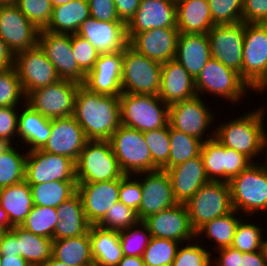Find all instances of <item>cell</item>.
<instances>
[{"instance_id":"38","label":"cell","mask_w":267,"mask_h":266,"mask_svg":"<svg viewBox=\"0 0 267 266\" xmlns=\"http://www.w3.org/2000/svg\"><path fill=\"white\" fill-rule=\"evenodd\" d=\"M11 231L18 238L21 257L31 266H43L52 256L53 239L35 235L22 226H13Z\"/></svg>"},{"instance_id":"59","label":"cell","mask_w":267,"mask_h":266,"mask_svg":"<svg viewBox=\"0 0 267 266\" xmlns=\"http://www.w3.org/2000/svg\"><path fill=\"white\" fill-rule=\"evenodd\" d=\"M0 255L21 256L18 238L11 230L0 235Z\"/></svg>"},{"instance_id":"43","label":"cell","mask_w":267,"mask_h":266,"mask_svg":"<svg viewBox=\"0 0 267 266\" xmlns=\"http://www.w3.org/2000/svg\"><path fill=\"white\" fill-rule=\"evenodd\" d=\"M180 243L170 239L151 237L142 254L145 266H170Z\"/></svg>"},{"instance_id":"23","label":"cell","mask_w":267,"mask_h":266,"mask_svg":"<svg viewBox=\"0 0 267 266\" xmlns=\"http://www.w3.org/2000/svg\"><path fill=\"white\" fill-rule=\"evenodd\" d=\"M120 178L109 181L77 183L84 213L91 225H97L119 201Z\"/></svg>"},{"instance_id":"16","label":"cell","mask_w":267,"mask_h":266,"mask_svg":"<svg viewBox=\"0 0 267 266\" xmlns=\"http://www.w3.org/2000/svg\"><path fill=\"white\" fill-rule=\"evenodd\" d=\"M245 23L214 25L207 33L211 58L237 71L242 77Z\"/></svg>"},{"instance_id":"27","label":"cell","mask_w":267,"mask_h":266,"mask_svg":"<svg viewBox=\"0 0 267 266\" xmlns=\"http://www.w3.org/2000/svg\"><path fill=\"white\" fill-rule=\"evenodd\" d=\"M158 96L168 105L197 96L195 79L175 59L162 64Z\"/></svg>"},{"instance_id":"39","label":"cell","mask_w":267,"mask_h":266,"mask_svg":"<svg viewBox=\"0 0 267 266\" xmlns=\"http://www.w3.org/2000/svg\"><path fill=\"white\" fill-rule=\"evenodd\" d=\"M33 205L57 208L77 192V181H50L29 184Z\"/></svg>"},{"instance_id":"34","label":"cell","mask_w":267,"mask_h":266,"mask_svg":"<svg viewBox=\"0 0 267 266\" xmlns=\"http://www.w3.org/2000/svg\"><path fill=\"white\" fill-rule=\"evenodd\" d=\"M90 17L88 0H72L54 6L51 20L45 30L53 33L76 34L80 25Z\"/></svg>"},{"instance_id":"55","label":"cell","mask_w":267,"mask_h":266,"mask_svg":"<svg viewBox=\"0 0 267 266\" xmlns=\"http://www.w3.org/2000/svg\"><path fill=\"white\" fill-rule=\"evenodd\" d=\"M90 16L103 22H122L114 0H88Z\"/></svg>"},{"instance_id":"41","label":"cell","mask_w":267,"mask_h":266,"mask_svg":"<svg viewBox=\"0 0 267 266\" xmlns=\"http://www.w3.org/2000/svg\"><path fill=\"white\" fill-rule=\"evenodd\" d=\"M11 146L0 153V188L21 183L25 180L27 151ZM20 151V152H19Z\"/></svg>"},{"instance_id":"33","label":"cell","mask_w":267,"mask_h":266,"mask_svg":"<svg viewBox=\"0 0 267 266\" xmlns=\"http://www.w3.org/2000/svg\"><path fill=\"white\" fill-rule=\"evenodd\" d=\"M89 236L94 266H117L123 258L119 231L91 225Z\"/></svg>"},{"instance_id":"51","label":"cell","mask_w":267,"mask_h":266,"mask_svg":"<svg viewBox=\"0 0 267 266\" xmlns=\"http://www.w3.org/2000/svg\"><path fill=\"white\" fill-rule=\"evenodd\" d=\"M15 4L39 30L48 26L53 10L50 0H16Z\"/></svg>"},{"instance_id":"29","label":"cell","mask_w":267,"mask_h":266,"mask_svg":"<svg viewBox=\"0 0 267 266\" xmlns=\"http://www.w3.org/2000/svg\"><path fill=\"white\" fill-rule=\"evenodd\" d=\"M211 59L208 35L205 33L183 34L177 38V60L196 79L206 62Z\"/></svg>"},{"instance_id":"11","label":"cell","mask_w":267,"mask_h":266,"mask_svg":"<svg viewBox=\"0 0 267 266\" xmlns=\"http://www.w3.org/2000/svg\"><path fill=\"white\" fill-rule=\"evenodd\" d=\"M190 224L196 232L205 223L233 210L227 182L209 181L186 203Z\"/></svg>"},{"instance_id":"1","label":"cell","mask_w":267,"mask_h":266,"mask_svg":"<svg viewBox=\"0 0 267 266\" xmlns=\"http://www.w3.org/2000/svg\"><path fill=\"white\" fill-rule=\"evenodd\" d=\"M73 117L88 140H109L121 125L119 96L103 95L79 86Z\"/></svg>"},{"instance_id":"19","label":"cell","mask_w":267,"mask_h":266,"mask_svg":"<svg viewBox=\"0 0 267 266\" xmlns=\"http://www.w3.org/2000/svg\"><path fill=\"white\" fill-rule=\"evenodd\" d=\"M143 222L147 225L151 237L170 239L180 244L193 242L196 239L195 231L190 224L188 209L184 203H177L149 215Z\"/></svg>"},{"instance_id":"67","label":"cell","mask_w":267,"mask_h":266,"mask_svg":"<svg viewBox=\"0 0 267 266\" xmlns=\"http://www.w3.org/2000/svg\"><path fill=\"white\" fill-rule=\"evenodd\" d=\"M261 252L263 254V257L265 259V261L267 262V238L263 237V241H262V244H261Z\"/></svg>"},{"instance_id":"13","label":"cell","mask_w":267,"mask_h":266,"mask_svg":"<svg viewBox=\"0 0 267 266\" xmlns=\"http://www.w3.org/2000/svg\"><path fill=\"white\" fill-rule=\"evenodd\" d=\"M200 155L210 181L228 183L253 163L243 153L222 145L215 138L202 143Z\"/></svg>"},{"instance_id":"12","label":"cell","mask_w":267,"mask_h":266,"mask_svg":"<svg viewBox=\"0 0 267 266\" xmlns=\"http://www.w3.org/2000/svg\"><path fill=\"white\" fill-rule=\"evenodd\" d=\"M81 84L60 79L26 95L25 103L44 117L65 118L74 114L76 93Z\"/></svg>"},{"instance_id":"48","label":"cell","mask_w":267,"mask_h":266,"mask_svg":"<svg viewBox=\"0 0 267 266\" xmlns=\"http://www.w3.org/2000/svg\"><path fill=\"white\" fill-rule=\"evenodd\" d=\"M25 98L16 69L0 71V107L23 106Z\"/></svg>"},{"instance_id":"60","label":"cell","mask_w":267,"mask_h":266,"mask_svg":"<svg viewBox=\"0 0 267 266\" xmlns=\"http://www.w3.org/2000/svg\"><path fill=\"white\" fill-rule=\"evenodd\" d=\"M15 55L0 36V71L14 67Z\"/></svg>"},{"instance_id":"18","label":"cell","mask_w":267,"mask_h":266,"mask_svg":"<svg viewBox=\"0 0 267 266\" xmlns=\"http://www.w3.org/2000/svg\"><path fill=\"white\" fill-rule=\"evenodd\" d=\"M134 176H138L142 189V201L137 212L141 221L177 204L166 170L157 169Z\"/></svg>"},{"instance_id":"40","label":"cell","mask_w":267,"mask_h":266,"mask_svg":"<svg viewBox=\"0 0 267 266\" xmlns=\"http://www.w3.org/2000/svg\"><path fill=\"white\" fill-rule=\"evenodd\" d=\"M170 143L168 163L162 168L166 171L199 156L203 142L170 126Z\"/></svg>"},{"instance_id":"70","label":"cell","mask_w":267,"mask_h":266,"mask_svg":"<svg viewBox=\"0 0 267 266\" xmlns=\"http://www.w3.org/2000/svg\"><path fill=\"white\" fill-rule=\"evenodd\" d=\"M16 0H0V6L14 5Z\"/></svg>"},{"instance_id":"45","label":"cell","mask_w":267,"mask_h":266,"mask_svg":"<svg viewBox=\"0 0 267 266\" xmlns=\"http://www.w3.org/2000/svg\"><path fill=\"white\" fill-rule=\"evenodd\" d=\"M119 239L123 256L142 257L151 239V234L147 225L140 221L137 225L119 231Z\"/></svg>"},{"instance_id":"35","label":"cell","mask_w":267,"mask_h":266,"mask_svg":"<svg viewBox=\"0 0 267 266\" xmlns=\"http://www.w3.org/2000/svg\"><path fill=\"white\" fill-rule=\"evenodd\" d=\"M52 257L71 266H94L89 232L77 237L54 239Z\"/></svg>"},{"instance_id":"63","label":"cell","mask_w":267,"mask_h":266,"mask_svg":"<svg viewBox=\"0 0 267 266\" xmlns=\"http://www.w3.org/2000/svg\"><path fill=\"white\" fill-rule=\"evenodd\" d=\"M117 266H145L140 256H123Z\"/></svg>"},{"instance_id":"28","label":"cell","mask_w":267,"mask_h":266,"mask_svg":"<svg viewBox=\"0 0 267 266\" xmlns=\"http://www.w3.org/2000/svg\"><path fill=\"white\" fill-rule=\"evenodd\" d=\"M171 180L177 203L186 204L194 194L210 180L208 179L201 155L166 171Z\"/></svg>"},{"instance_id":"36","label":"cell","mask_w":267,"mask_h":266,"mask_svg":"<svg viewBox=\"0 0 267 266\" xmlns=\"http://www.w3.org/2000/svg\"><path fill=\"white\" fill-rule=\"evenodd\" d=\"M0 206L6 211L13 226H21L33 208L30 185L21 183L0 188Z\"/></svg>"},{"instance_id":"3","label":"cell","mask_w":267,"mask_h":266,"mask_svg":"<svg viewBox=\"0 0 267 266\" xmlns=\"http://www.w3.org/2000/svg\"><path fill=\"white\" fill-rule=\"evenodd\" d=\"M228 184L232 207L244 218L267 212V173L260 162L250 164Z\"/></svg>"},{"instance_id":"14","label":"cell","mask_w":267,"mask_h":266,"mask_svg":"<svg viewBox=\"0 0 267 266\" xmlns=\"http://www.w3.org/2000/svg\"><path fill=\"white\" fill-rule=\"evenodd\" d=\"M25 181L41 184L50 181H77L75 162L44 150L27 151Z\"/></svg>"},{"instance_id":"10","label":"cell","mask_w":267,"mask_h":266,"mask_svg":"<svg viewBox=\"0 0 267 266\" xmlns=\"http://www.w3.org/2000/svg\"><path fill=\"white\" fill-rule=\"evenodd\" d=\"M204 101L203 97L195 96L169 105L168 124L172 128L193 136L202 142L214 138L215 127L211 128V124L215 123L213 122L216 120L214 113L217 114V112H214L212 108L210 110V107H207L208 104ZM208 128L213 129V131L209 132Z\"/></svg>"},{"instance_id":"46","label":"cell","mask_w":267,"mask_h":266,"mask_svg":"<svg viewBox=\"0 0 267 266\" xmlns=\"http://www.w3.org/2000/svg\"><path fill=\"white\" fill-rule=\"evenodd\" d=\"M259 225L242 218L236 227L231 247L240 250L242 253L261 250L263 237H265L263 231L265 230Z\"/></svg>"},{"instance_id":"69","label":"cell","mask_w":267,"mask_h":266,"mask_svg":"<svg viewBox=\"0 0 267 266\" xmlns=\"http://www.w3.org/2000/svg\"><path fill=\"white\" fill-rule=\"evenodd\" d=\"M263 154L266 156L265 157V162L264 163H260L261 165H262V167L264 168V170L266 171V173H267V141H266V143H265V146H264V149H263Z\"/></svg>"},{"instance_id":"30","label":"cell","mask_w":267,"mask_h":266,"mask_svg":"<svg viewBox=\"0 0 267 266\" xmlns=\"http://www.w3.org/2000/svg\"><path fill=\"white\" fill-rule=\"evenodd\" d=\"M18 114L17 140L26 145L25 151L42 149L51 134V119L24 103Z\"/></svg>"},{"instance_id":"21","label":"cell","mask_w":267,"mask_h":266,"mask_svg":"<svg viewBox=\"0 0 267 266\" xmlns=\"http://www.w3.org/2000/svg\"><path fill=\"white\" fill-rule=\"evenodd\" d=\"M177 27L155 28L141 33H127L128 44L137 52L161 64L175 59Z\"/></svg>"},{"instance_id":"5","label":"cell","mask_w":267,"mask_h":266,"mask_svg":"<svg viewBox=\"0 0 267 266\" xmlns=\"http://www.w3.org/2000/svg\"><path fill=\"white\" fill-rule=\"evenodd\" d=\"M197 96L205 97L209 93L233 104L240 103L247 95V90L252 91L250 86L242 79L240 74L223 65L216 59L211 58L206 62L201 72L195 79Z\"/></svg>"},{"instance_id":"32","label":"cell","mask_w":267,"mask_h":266,"mask_svg":"<svg viewBox=\"0 0 267 266\" xmlns=\"http://www.w3.org/2000/svg\"><path fill=\"white\" fill-rule=\"evenodd\" d=\"M179 33H205L214 26L208 0H176Z\"/></svg>"},{"instance_id":"26","label":"cell","mask_w":267,"mask_h":266,"mask_svg":"<svg viewBox=\"0 0 267 266\" xmlns=\"http://www.w3.org/2000/svg\"><path fill=\"white\" fill-rule=\"evenodd\" d=\"M126 27L127 33L177 27L176 0H140L139 8Z\"/></svg>"},{"instance_id":"61","label":"cell","mask_w":267,"mask_h":266,"mask_svg":"<svg viewBox=\"0 0 267 266\" xmlns=\"http://www.w3.org/2000/svg\"><path fill=\"white\" fill-rule=\"evenodd\" d=\"M241 266H267L261 250L242 253Z\"/></svg>"},{"instance_id":"56","label":"cell","mask_w":267,"mask_h":266,"mask_svg":"<svg viewBox=\"0 0 267 266\" xmlns=\"http://www.w3.org/2000/svg\"><path fill=\"white\" fill-rule=\"evenodd\" d=\"M242 22L267 24V0H243Z\"/></svg>"},{"instance_id":"53","label":"cell","mask_w":267,"mask_h":266,"mask_svg":"<svg viewBox=\"0 0 267 266\" xmlns=\"http://www.w3.org/2000/svg\"><path fill=\"white\" fill-rule=\"evenodd\" d=\"M123 175L120 178L119 201L138 212L142 201V189L137 176Z\"/></svg>"},{"instance_id":"37","label":"cell","mask_w":267,"mask_h":266,"mask_svg":"<svg viewBox=\"0 0 267 266\" xmlns=\"http://www.w3.org/2000/svg\"><path fill=\"white\" fill-rule=\"evenodd\" d=\"M242 217V214L233 209L228 214L214 218L201 226L195 232V238L203 240L206 237L208 241H213L216 246L212 248L211 253L221 248L231 247L236 227Z\"/></svg>"},{"instance_id":"9","label":"cell","mask_w":267,"mask_h":266,"mask_svg":"<svg viewBox=\"0 0 267 266\" xmlns=\"http://www.w3.org/2000/svg\"><path fill=\"white\" fill-rule=\"evenodd\" d=\"M162 64L137 52L129 44L123 51L122 92L158 95Z\"/></svg>"},{"instance_id":"64","label":"cell","mask_w":267,"mask_h":266,"mask_svg":"<svg viewBox=\"0 0 267 266\" xmlns=\"http://www.w3.org/2000/svg\"><path fill=\"white\" fill-rule=\"evenodd\" d=\"M12 227L6 211L0 206V235L11 230Z\"/></svg>"},{"instance_id":"20","label":"cell","mask_w":267,"mask_h":266,"mask_svg":"<svg viewBox=\"0 0 267 266\" xmlns=\"http://www.w3.org/2000/svg\"><path fill=\"white\" fill-rule=\"evenodd\" d=\"M39 32L16 4L0 6V36L14 55L37 46Z\"/></svg>"},{"instance_id":"57","label":"cell","mask_w":267,"mask_h":266,"mask_svg":"<svg viewBox=\"0 0 267 266\" xmlns=\"http://www.w3.org/2000/svg\"><path fill=\"white\" fill-rule=\"evenodd\" d=\"M218 257L211 259L212 266H241L242 252L232 247L221 248L215 251ZM215 258V259H214ZM214 262V263H213Z\"/></svg>"},{"instance_id":"62","label":"cell","mask_w":267,"mask_h":266,"mask_svg":"<svg viewBox=\"0 0 267 266\" xmlns=\"http://www.w3.org/2000/svg\"><path fill=\"white\" fill-rule=\"evenodd\" d=\"M0 266H31L21 256L0 255Z\"/></svg>"},{"instance_id":"15","label":"cell","mask_w":267,"mask_h":266,"mask_svg":"<svg viewBox=\"0 0 267 266\" xmlns=\"http://www.w3.org/2000/svg\"><path fill=\"white\" fill-rule=\"evenodd\" d=\"M14 68L25 96L61 79L39 45L15 54Z\"/></svg>"},{"instance_id":"24","label":"cell","mask_w":267,"mask_h":266,"mask_svg":"<svg viewBox=\"0 0 267 266\" xmlns=\"http://www.w3.org/2000/svg\"><path fill=\"white\" fill-rule=\"evenodd\" d=\"M87 141L84 130L73 116L53 118L51 134L41 150L68 157L76 163Z\"/></svg>"},{"instance_id":"66","label":"cell","mask_w":267,"mask_h":266,"mask_svg":"<svg viewBox=\"0 0 267 266\" xmlns=\"http://www.w3.org/2000/svg\"><path fill=\"white\" fill-rule=\"evenodd\" d=\"M12 145L13 144L10 141H8L7 139L0 138V153L6 151Z\"/></svg>"},{"instance_id":"31","label":"cell","mask_w":267,"mask_h":266,"mask_svg":"<svg viewBox=\"0 0 267 266\" xmlns=\"http://www.w3.org/2000/svg\"><path fill=\"white\" fill-rule=\"evenodd\" d=\"M56 210L59 221L54 229V239L77 237L89 232L91 224L86 218L81 197L77 192Z\"/></svg>"},{"instance_id":"7","label":"cell","mask_w":267,"mask_h":266,"mask_svg":"<svg viewBox=\"0 0 267 266\" xmlns=\"http://www.w3.org/2000/svg\"><path fill=\"white\" fill-rule=\"evenodd\" d=\"M75 165L77 183L115 180L124 175L109 140H88Z\"/></svg>"},{"instance_id":"17","label":"cell","mask_w":267,"mask_h":266,"mask_svg":"<svg viewBox=\"0 0 267 266\" xmlns=\"http://www.w3.org/2000/svg\"><path fill=\"white\" fill-rule=\"evenodd\" d=\"M38 45L45 52L61 79L84 83L86 74L79 68L73 55L71 34L53 33L41 29L38 35Z\"/></svg>"},{"instance_id":"54","label":"cell","mask_w":267,"mask_h":266,"mask_svg":"<svg viewBox=\"0 0 267 266\" xmlns=\"http://www.w3.org/2000/svg\"><path fill=\"white\" fill-rule=\"evenodd\" d=\"M18 107L20 108V106L0 107V138L7 139L13 145H15L13 141H17L18 112L20 111Z\"/></svg>"},{"instance_id":"22","label":"cell","mask_w":267,"mask_h":266,"mask_svg":"<svg viewBox=\"0 0 267 266\" xmlns=\"http://www.w3.org/2000/svg\"><path fill=\"white\" fill-rule=\"evenodd\" d=\"M123 51L100 53L94 67L86 75L82 84L89 91L110 96H120Z\"/></svg>"},{"instance_id":"65","label":"cell","mask_w":267,"mask_h":266,"mask_svg":"<svg viewBox=\"0 0 267 266\" xmlns=\"http://www.w3.org/2000/svg\"><path fill=\"white\" fill-rule=\"evenodd\" d=\"M43 266H71V265L60 262L51 256Z\"/></svg>"},{"instance_id":"47","label":"cell","mask_w":267,"mask_h":266,"mask_svg":"<svg viewBox=\"0 0 267 266\" xmlns=\"http://www.w3.org/2000/svg\"><path fill=\"white\" fill-rule=\"evenodd\" d=\"M195 240L197 241H194L193 244L189 241V243L179 245L175 259L170 266H212L213 253L207 247H202V240Z\"/></svg>"},{"instance_id":"2","label":"cell","mask_w":267,"mask_h":266,"mask_svg":"<svg viewBox=\"0 0 267 266\" xmlns=\"http://www.w3.org/2000/svg\"><path fill=\"white\" fill-rule=\"evenodd\" d=\"M257 108L248 110L242 116L239 115L230 121H221L217 127L212 124L215 126V139L222 145L243 153L252 162H256L257 156H263L262 152L267 141V130L264 125L266 107L262 105Z\"/></svg>"},{"instance_id":"52","label":"cell","mask_w":267,"mask_h":266,"mask_svg":"<svg viewBox=\"0 0 267 266\" xmlns=\"http://www.w3.org/2000/svg\"><path fill=\"white\" fill-rule=\"evenodd\" d=\"M73 55L79 68L87 75L99 58V51L85 38L71 34Z\"/></svg>"},{"instance_id":"44","label":"cell","mask_w":267,"mask_h":266,"mask_svg":"<svg viewBox=\"0 0 267 266\" xmlns=\"http://www.w3.org/2000/svg\"><path fill=\"white\" fill-rule=\"evenodd\" d=\"M143 136L150 149L153 171L162 169L168 163L170 153V125L143 132Z\"/></svg>"},{"instance_id":"8","label":"cell","mask_w":267,"mask_h":266,"mask_svg":"<svg viewBox=\"0 0 267 266\" xmlns=\"http://www.w3.org/2000/svg\"><path fill=\"white\" fill-rule=\"evenodd\" d=\"M109 142L124 175L153 171L152 156L143 132L120 125Z\"/></svg>"},{"instance_id":"4","label":"cell","mask_w":267,"mask_h":266,"mask_svg":"<svg viewBox=\"0 0 267 266\" xmlns=\"http://www.w3.org/2000/svg\"><path fill=\"white\" fill-rule=\"evenodd\" d=\"M121 125L147 132L168 125L169 105L158 95L131 94L120 96Z\"/></svg>"},{"instance_id":"50","label":"cell","mask_w":267,"mask_h":266,"mask_svg":"<svg viewBox=\"0 0 267 266\" xmlns=\"http://www.w3.org/2000/svg\"><path fill=\"white\" fill-rule=\"evenodd\" d=\"M214 25L242 22L243 0H208Z\"/></svg>"},{"instance_id":"68","label":"cell","mask_w":267,"mask_h":266,"mask_svg":"<svg viewBox=\"0 0 267 266\" xmlns=\"http://www.w3.org/2000/svg\"><path fill=\"white\" fill-rule=\"evenodd\" d=\"M70 1H72V0H50V3L54 7V6L66 4V3L70 2Z\"/></svg>"},{"instance_id":"49","label":"cell","mask_w":267,"mask_h":266,"mask_svg":"<svg viewBox=\"0 0 267 266\" xmlns=\"http://www.w3.org/2000/svg\"><path fill=\"white\" fill-rule=\"evenodd\" d=\"M140 221L137 211L118 201L107 211L97 226L107 230L121 231L137 225Z\"/></svg>"},{"instance_id":"6","label":"cell","mask_w":267,"mask_h":266,"mask_svg":"<svg viewBox=\"0 0 267 266\" xmlns=\"http://www.w3.org/2000/svg\"><path fill=\"white\" fill-rule=\"evenodd\" d=\"M242 79L256 93H266L267 24L245 23Z\"/></svg>"},{"instance_id":"25","label":"cell","mask_w":267,"mask_h":266,"mask_svg":"<svg viewBox=\"0 0 267 266\" xmlns=\"http://www.w3.org/2000/svg\"><path fill=\"white\" fill-rule=\"evenodd\" d=\"M76 34L87 39L99 53L124 51L128 45L124 22H103L90 16L80 25Z\"/></svg>"},{"instance_id":"58","label":"cell","mask_w":267,"mask_h":266,"mask_svg":"<svg viewBox=\"0 0 267 266\" xmlns=\"http://www.w3.org/2000/svg\"><path fill=\"white\" fill-rule=\"evenodd\" d=\"M119 19L126 25L134 17L140 5V0H114Z\"/></svg>"},{"instance_id":"42","label":"cell","mask_w":267,"mask_h":266,"mask_svg":"<svg viewBox=\"0 0 267 266\" xmlns=\"http://www.w3.org/2000/svg\"><path fill=\"white\" fill-rule=\"evenodd\" d=\"M58 221L56 208L33 205L21 226L35 235L54 240V229Z\"/></svg>"}]
</instances>
